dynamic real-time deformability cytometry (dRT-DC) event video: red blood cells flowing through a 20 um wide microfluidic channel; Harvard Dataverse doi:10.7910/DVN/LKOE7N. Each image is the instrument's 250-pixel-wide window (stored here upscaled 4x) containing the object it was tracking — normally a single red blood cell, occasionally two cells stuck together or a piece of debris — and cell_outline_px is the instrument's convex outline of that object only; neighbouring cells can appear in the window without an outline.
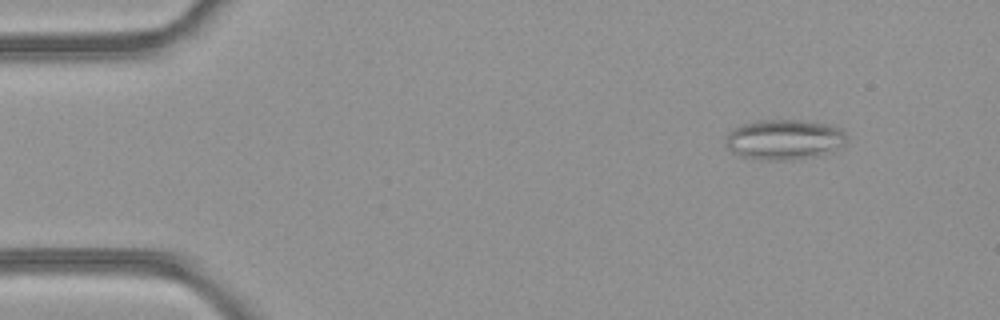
{"species": "common noctule bat (a hibernating species)", "species_latin": "Nyctalus noctula", "temperature_condition": "room temperature", "stored_images_in_passage": 44, "camera_frame_rate_fps": 3000, "um_per_image_px": 0.085, "animal": {"sex": "female", "body_mass_g": 21.9}, "frame": {"image": 1, "passage_image": 1, "time_ms": 0.0, "image_size_px": [1000, 320], "cell_outline_px": [[844, 144], [836, 148], [816, 156], [788, 160], [768, 160], [740, 156], [732, 152], [728, 148], [724, 140], [728, 132], [744, 124], [756, 120], [800, 120], [824, 124], [840, 128], [844, 136]], "centroid_in_image_um": [66.58, 11.86], "position_along_channel_um": 18.4, "area_um2": 27.86}}
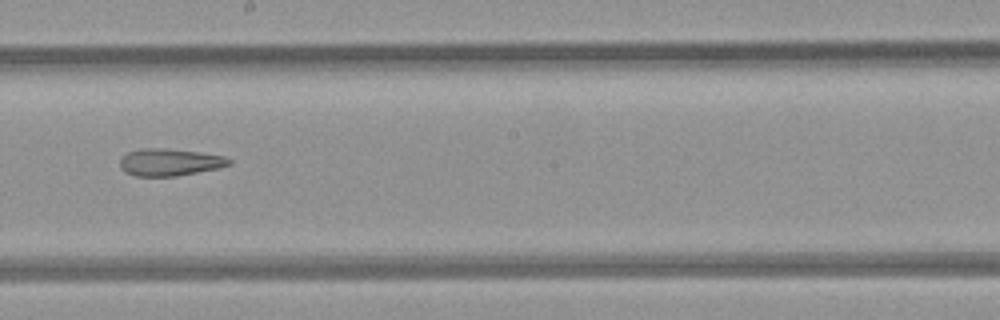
{"frame": {"image": 2, "passage_image": 23, "time_ms": 7.333, "image_size_px": [1000, 320], "cell_outline_px": [[232, 164], [216, 168], [176, 176], [136, 176], [124, 172], [120, 168], [120, 160], [128, 152], [140, 148], [168, 148], [200, 152], [224, 156], [232, 160]], "centroid_in_image_um": [14.41, 13.78], "position_along_channel_um": 233.8, "area_um2": 17.28}}
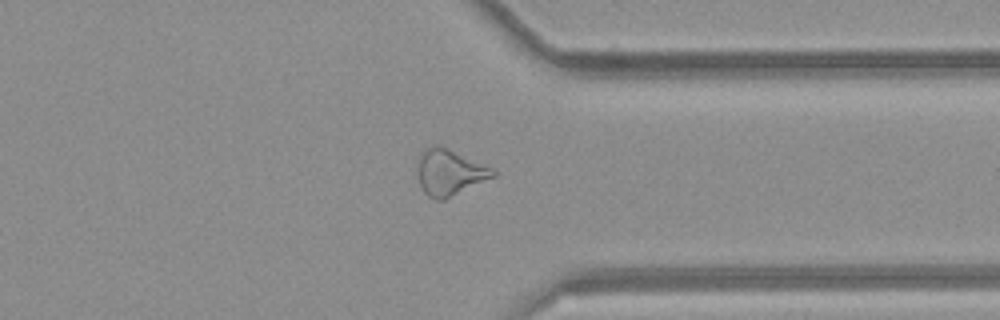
{"frame": {"image": 3, "passage_image": 33, "time_ms": 10.667, "image_size_px": [1000, 320], "cell_outline_px": [[496, 176], [444, 200], [436, 200], [428, 196], [424, 192], [420, 184], [416, 172], [416, 160], [420, 152], [432, 144], [436, 144], [448, 148], [496, 168]], "centroid_in_image_um": [38.2, 14.63], "position_along_channel_um": 373.2, "area_um2": 20.87}}